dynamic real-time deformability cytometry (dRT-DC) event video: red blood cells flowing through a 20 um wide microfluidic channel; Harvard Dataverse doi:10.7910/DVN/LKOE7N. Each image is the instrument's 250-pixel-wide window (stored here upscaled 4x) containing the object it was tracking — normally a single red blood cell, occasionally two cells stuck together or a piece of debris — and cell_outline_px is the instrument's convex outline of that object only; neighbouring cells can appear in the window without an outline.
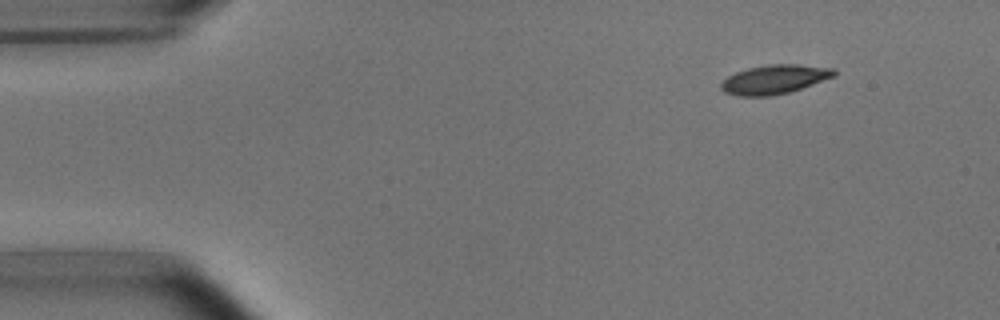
{"species": "common noctule bat (a hibernating species)", "species_latin": "Nyctalus noctula", "temperature_condition": "room temperature", "stored_images_in_passage": 6, "camera_frame_rate_fps": 3000, "um_per_image_px": 0.085, "animal": {"sex": "male", "body_mass_g": 15.6}, "frame": {"image": 1, "passage_image": 1, "time_ms": 0.0, "image_size_px": [1000, 320], "cell_outline_px": [[836, 76], [788, 92], [772, 96], [740, 96], [724, 92], [720, 88], [720, 84], [728, 76], [736, 72], [748, 68], [768, 64], [800, 64], [836, 68]], "centroid_in_image_um": [65.84, 6.73], "position_along_channel_um": 19.2, "area_um2": 19.19}}
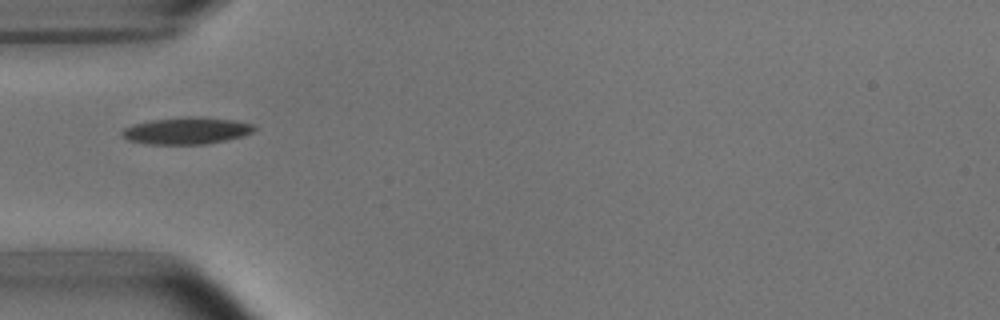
{"frame": {"image": 2, "passage_image": 4, "time_ms": 3.667, "image_size_px": [1000, 320], "cell_outline_px": [[256, 128], [252, 132], [240, 136], [224, 140], [204, 144], [144, 144], [128, 140], [120, 136], [120, 132], [124, 128], [132, 124], [148, 120], [184, 116], [200, 116], [236, 120], [252, 124]], "centroid_in_image_um": [15.78, 11.09], "position_along_channel_um": 69.2, "area_um2": 20.98}}
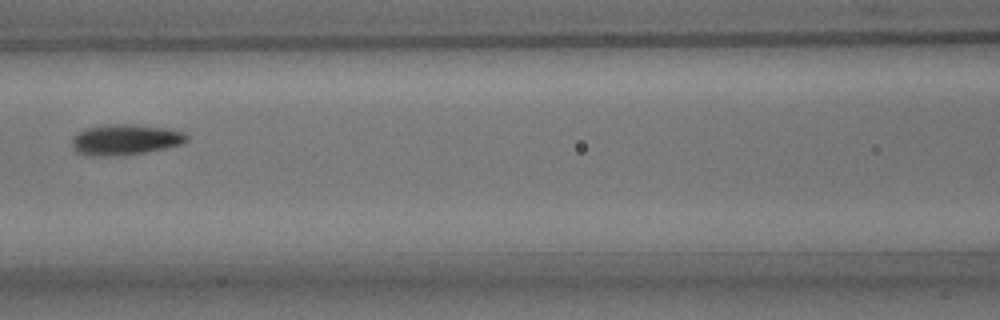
{"frame": {"image": 3, "passage_image": 6, "time_ms": 6.0, "image_size_px": [1000, 320], "cell_outline_px": [[188, 140], [180, 144], [164, 148], [144, 152], [116, 156], [92, 156], [76, 152], [72, 144], [72, 140], [76, 132], [84, 128], [104, 124], [128, 124], [168, 128], [184, 132], [188, 136]], "centroid_in_image_um": [10.61, 11.86], "position_along_channel_um": 156.0, "area_um2": 20.58}}